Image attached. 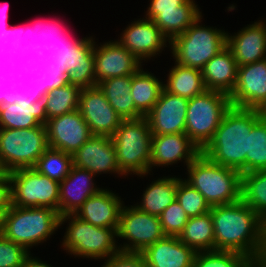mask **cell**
I'll return each mask as SVG.
<instances>
[{"label": "cell", "mask_w": 266, "mask_h": 267, "mask_svg": "<svg viewBox=\"0 0 266 267\" xmlns=\"http://www.w3.org/2000/svg\"><path fill=\"white\" fill-rule=\"evenodd\" d=\"M215 250L239 252L260 265L266 249V221L241 199L211 207Z\"/></svg>", "instance_id": "obj_1"}, {"label": "cell", "mask_w": 266, "mask_h": 267, "mask_svg": "<svg viewBox=\"0 0 266 267\" xmlns=\"http://www.w3.org/2000/svg\"><path fill=\"white\" fill-rule=\"evenodd\" d=\"M258 120L256 109L231 106L201 153L216 164L246 173L249 133Z\"/></svg>", "instance_id": "obj_2"}, {"label": "cell", "mask_w": 266, "mask_h": 267, "mask_svg": "<svg viewBox=\"0 0 266 267\" xmlns=\"http://www.w3.org/2000/svg\"><path fill=\"white\" fill-rule=\"evenodd\" d=\"M185 180L197 189L210 207L241 199V173L212 162L200 153L188 166Z\"/></svg>", "instance_id": "obj_3"}, {"label": "cell", "mask_w": 266, "mask_h": 267, "mask_svg": "<svg viewBox=\"0 0 266 267\" xmlns=\"http://www.w3.org/2000/svg\"><path fill=\"white\" fill-rule=\"evenodd\" d=\"M118 168L125 175L150 172L152 133L145 117L123 120L112 136Z\"/></svg>", "instance_id": "obj_4"}, {"label": "cell", "mask_w": 266, "mask_h": 267, "mask_svg": "<svg viewBox=\"0 0 266 267\" xmlns=\"http://www.w3.org/2000/svg\"><path fill=\"white\" fill-rule=\"evenodd\" d=\"M60 228V215L50 208L17 207L12 205L5 213L2 234L28 252L44 243Z\"/></svg>", "instance_id": "obj_5"}, {"label": "cell", "mask_w": 266, "mask_h": 267, "mask_svg": "<svg viewBox=\"0 0 266 267\" xmlns=\"http://www.w3.org/2000/svg\"><path fill=\"white\" fill-rule=\"evenodd\" d=\"M202 15L182 34L173 38L169 47L179 65L202 69L204 65L227 46V32L202 26Z\"/></svg>", "instance_id": "obj_6"}, {"label": "cell", "mask_w": 266, "mask_h": 267, "mask_svg": "<svg viewBox=\"0 0 266 267\" xmlns=\"http://www.w3.org/2000/svg\"><path fill=\"white\" fill-rule=\"evenodd\" d=\"M64 222H68L69 226L66 229L62 246L71 255L104 260L120 250L116 243L117 231L115 229L96 227L81 220L75 214L60 216V226Z\"/></svg>", "instance_id": "obj_7"}, {"label": "cell", "mask_w": 266, "mask_h": 267, "mask_svg": "<svg viewBox=\"0 0 266 267\" xmlns=\"http://www.w3.org/2000/svg\"><path fill=\"white\" fill-rule=\"evenodd\" d=\"M231 106L229 95L215 90H205L188 100L185 133L200 151L212 140Z\"/></svg>", "instance_id": "obj_8"}, {"label": "cell", "mask_w": 266, "mask_h": 267, "mask_svg": "<svg viewBox=\"0 0 266 267\" xmlns=\"http://www.w3.org/2000/svg\"><path fill=\"white\" fill-rule=\"evenodd\" d=\"M49 148L45 125L28 129L0 128V165L5 173L33 168Z\"/></svg>", "instance_id": "obj_9"}, {"label": "cell", "mask_w": 266, "mask_h": 267, "mask_svg": "<svg viewBox=\"0 0 266 267\" xmlns=\"http://www.w3.org/2000/svg\"><path fill=\"white\" fill-rule=\"evenodd\" d=\"M94 39H77L59 50L45 65V69L69 84L83 88L96 86L94 68Z\"/></svg>", "instance_id": "obj_10"}, {"label": "cell", "mask_w": 266, "mask_h": 267, "mask_svg": "<svg viewBox=\"0 0 266 267\" xmlns=\"http://www.w3.org/2000/svg\"><path fill=\"white\" fill-rule=\"evenodd\" d=\"M12 205L50 208L59 213L60 183L38 173L34 168H21L8 173Z\"/></svg>", "instance_id": "obj_11"}, {"label": "cell", "mask_w": 266, "mask_h": 267, "mask_svg": "<svg viewBox=\"0 0 266 267\" xmlns=\"http://www.w3.org/2000/svg\"><path fill=\"white\" fill-rule=\"evenodd\" d=\"M48 94L38 79L18 100L5 101L0 105V128L28 129L47 123L46 105Z\"/></svg>", "instance_id": "obj_12"}, {"label": "cell", "mask_w": 266, "mask_h": 267, "mask_svg": "<svg viewBox=\"0 0 266 267\" xmlns=\"http://www.w3.org/2000/svg\"><path fill=\"white\" fill-rule=\"evenodd\" d=\"M164 237L159 217L140 211L134 205H123L117 238L125 239L128 243L124 242L118 246L121 251L142 253L148 246Z\"/></svg>", "instance_id": "obj_13"}, {"label": "cell", "mask_w": 266, "mask_h": 267, "mask_svg": "<svg viewBox=\"0 0 266 267\" xmlns=\"http://www.w3.org/2000/svg\"><path fill=\"white\" fill-rule=\"evenodd\" d=\"M78 110L92 135L112 137L123 121L98 86L81 89Z\"/></svg>", "instance_id": "obj_14"}, {"label": "cell", "mask_w": 266, "mask_h": 267, "mask_svg": "<svg viewBox=\"0 0 266 267\" xmlns=\"http://www.w3.org/2000/svg\"><path fill=\"white\" fill-rule=\"evenodd\" d=\"M24 42L29 44L40 61L46 65L65 46L72 44L74 37L66 30L60 19L45 22L41 18L24 25Z\"/></svg>", "instance_id": "obj_15"}, {"label": "cell", "mask_w": 266, "mask_h": 267, "mask_svg": "<svg viewBox=\"0 0 266 267\" xmlns=\"http://www.w3.org/2000/svg\"><path fill=\"white\" fill-rule=\"evenodd\" d=\"M45 126L48 146L72 156L92 136L88 124L78 109L48 119Z\"/></svg>", "instance_id": "obj_16"}, {"label": "cell", "mask_w": 266, "mask_h": 267, "mask_svg": "<svg viewBox=\"0 0 266 267\" xmlns=\"http://www.w3.org/2000/svg\"><path fill=\"white\" fill-rule=\"evenodd\" d=\"M118 41L131 52L141 63L159 55L167 47L169 39L162 33L151 19L143 17L132 21L120 34ZM159 52V53H158Z\"/></svg>", "instance_id": "obj_17"}, {"label": "cell", "mask_w": 266, "mask_h": 267, "mask_svg": "<svg viewBox=\"0 0 266 267\" xmlns=\"http://www.w3.org/2000/svg\"><path fill=\"white\" fill-rule=\"evenodd\" d=\"M94 68L96 86L99 82L111 77L134 74L143 64L118 41H109L95 45Z\"/></svg>", "instance_id": "obj_18"}, {"label": "cell", "mask_w": 266, "mask_h": 267, "mask_svg": "<svg viewBox=\"0 0 266 267\" xmlns=\"http://www.w3.org/2000/svg\"><path fill=\"white\" fill-rule=\"evenodd\" d=\"M187 107L188 99L163 88L158 101L145 116L152 135L185 133Z\"/></svg>", "instance_id": "obj_19"}, {"label": "cell", "mask_w": 266, "mask_h": 267, "mask_svg": "<svg viewBox=\"0 0 266 267\" xmlns=\"http://www.w3.org/2000/svg\"><path fill=\"white\" fill-rule=\"evenodd\" d=\"M233 107L256 109L266 100V59L238 66L237 83L229 95Z\"/></svg>", "instance_id": "obj_20"}, {"label": "cell", "mask_w": 266, "mask_h": 267, "mask_svg": "<svg viewBox=\"0 0 266 267\" xmlns=\"http://www.w3.org/2000/svg\"><path fill=\"white\" fill-rule=\"evenodd\" d=\"M73 165L95 176L103 173L124 175L118 168L116 149L109 136L92 135L74 154Z\"/></svg>", "instance_id": "obj_21"}, {"label": "cell", "mask_w": 266, "mask_h": 267, "mask_svg": "<svg viewBox=\"0 0 266 267\" xmlns=\"http://www.w3.org/2000/svg\"><path fill=\"white\" fill-rule=\"evenodd\" d=\"M200 153L186 133L152 135L150 171L153 166H168L183 160L187 167Z\"/></svg>", "instance_id": "obj_22"}, {"label": "cell", "mask_w": 266, "mask_h": 267, "mask_svg": "<svg viewBox=\"0 0 266 267\" xmlns=\"http://www.w3.org/2000/svg\"><path fill=\"white\" fill-rule=\"evenodd\" d=\"M266 21H256L234 35L227 33V47L238 66L266 59Z\"/></svg>", "instance_id": "obj_23"}, {"label": "cell", "mask_w": 266, "mask_h": 267, "mask_svg": "<svg viewBox=\"0 0 266 267\" xmlns=\"http://www.w3.org/2000/svg\"><path fill=\"white\" fill-rule=\"evenodd\" d=\"M123 203L118 195L102 188L89 197L75 215L96 227L117 231Z\"/></svg>", "instance_id": "obj_24"}, {"label": "cell", "mask_w": 266, "mask_h": 267, "mask_svg": "<svg viewBox=\"0 0 266 267\" xmlns=\"http://www.w3.org/2000/svg\"><path fill=\"white\" fill-rule=\"evenodd\" d=\"M94 176L86 169L72 166L68 176L60 182V216L75 214L89 197L102 189L94 184Z\"/></svg>", "instance_id": "obj_25"}, {"label": "cell", "mask_w": 266, "mask_h": 267, "mask_svg": "<svg viewBox=\"0 0 266 267\" xmlns=\"http://www.w3.org/2000/svg\"><path fill=\"white\" fill-rule=\"evenodd\" d=\"M38 79L43 84V90L48 94L47 120L78 109L80 87L55 77L45 68L39 73Z\"/></svg>", "instance_id": "obj_26"}, {"label": "cell", "mask_w": 266, "mask_h": 267, "mask_svg": "<svg viewBox=\"0 0 266 267\" xmlns=\"http://www.w3.org/2000/svg\"><path fill=\"white\" fill-rule=\"evenodd\" d=\"M196 253L178 237L171 236H165L142 252L148 267H188L194 264Z\"/></svg>", "instance_id": "obj_27"}, {"label": "cell", "mask_w": 266, "mask_h": 267, "mask_svg": "<svg viewBox=\"0 0 266 267\" xmlns=\"http://www.w3.org/2000/svg\"><path fill=\"white\" fill-rule=\"evenodd\" d=\"M206 90L230 95L237 83L238 65L231 50L226 46L212 57L201 69Z\"/></svg>", "instance_id": "obj_28"}, {"label": "cell", "mask_w": 266, "mask_h": 267, "mask_svg": "<svg viewBox=\"0 0 266 267\" xmlns=\"http://www.w3.org/2000/svg\"><path fill=\"white\" fill-rule=\"evenodd\" d=\"M131 85L132 75L111 77L97 84L112 108L123 120L144 117L135 107L131 96Z\"/></svg>", "instance_id": "obj_29"}, {"label": "cell", "mask_w": 266, "mask_h": 267, "mask_svg": "<svg viewBox=\"0 0 266 267\" xmlns=\"http://www.w3.org/2000/svg\"><path fill=\"white\" fill-rule=\"evenodd\" d=\"M201 15L195 0H188L177 9L159 10L153 22L171 41L177 35L184 33Z\"/></svg>", "instance_id": "obj_30"}, {"label": "cell", "mask_w": 266, "mask_h": 267, "mask_svg": "<svg viewBox=\"0 0 266 267\" xmlns=\"http://www.w3.org/2000/svg\"><path fill=\"white\" fill-rule=\"evenodd\" d=\"M177 186L178 178L176 176L159 178L146 187L141 203L134 205L140 211L159 217L176 200Z\"/></svg>", "instance_id": "obj_31"}, {"label": "cell", "mask_w": 266, "mask_h": 267, "mask_svg": "<svg viewBox=\"0 0 266 267\" xmlns=\"http://www.w3.org/2000/svg\"><path fill=\"white\" fill-rule=\"evenodd\" d=\"M174 65L169 71L166 84H163L167 92L189 100L206 90L200 69L185 67L176 62Z\"/></svg>", "instance_id": "obj_32"}, {"label": "cell", "mask_w": 266, "mask_h": 267, "mask_svg": "<svg viewBox=\"0 0 266 267\" xmlns=\"http://www.w3.org/2000/svg\"><path fill=\"white\" fill-rule=\"evenodd\" d=\"M163 84L153 73L143 71L142 67L132 74L131 96L136 109L144 117L158 101Z\"/></svg>", "instance_id": "obj_33"}, {"label": "cell", "mask_w": 266, "mask_h": 267, "mask_svg": "<svg viewBox=\"0 0 266 267\" xmlns=\"http://www.w3.org/2000/svg\"><path fill=\"white\" fill-rule=\"evenodd\" d=\"M196 252L215 250L213 219L208 212L201 216L189 217L178 237Z\"/></svg>", "instance_id": "obj_34"}, {"label": "cell", "mask_w": 266, "mask_h": 267, "mask_svg": "<svg viewBox=\"0 0 266 267\" xmlns=\"http://www.w3.org/2000/svg\"><path fill=\"white\" fill-rule=\"evenodd\" d=\"M24 25H10L5 32L0 48L17 64H31L35 69H44L45 65L36 56L34 49L24 42Z\"/></svg>", "instance_id": "obj_35"}, {"label": "cell", "mask_w": 266, "mask_h": 267, "mask_svg": "<svg viewBox=\"0 0 266 267\" xmlns=\"http://www.w3.org/2000/svg\"><path fill=\"white\" fill-rule=\"evenodd\" d=\"M241 200L266 221V169L241 174Z\"/></svg>", "instance_id": "obj_36"}, {"label": "cell", "mask_w": 266, "mask_h": 267, "mask_svg": "<svg viewBox=\"0 0 266 267\" xmlns=\"http://www.w3.org/2000/svg\"><path fill=\"white\" fill-rule=\"evenodd\" d=\"M72 166V155L49 147L37 160L33 168L38 173L60 183L68 176Z\"/></svg>", "instance_id": "obj_37"}, {"label": "cell", "mask_w": 266, "mask_h": 267, "mask_svg": "<svg viewBox=\"0 0 266 267\" xmlns=\"http://www.w3.org/2000/svg\"><path fill=\"white\" fill-rule=\"evenodd\" d=\"M195 267H256L246 255L224 250L197 252L194 258Z\"/></svg>", "instance_id": "obj_38"}, {"label": "cell", "mask_w": 266, "mask_h": 267, "mask_svg": "<svg viewBox=\"0 0 266 267\" xmlns=\"http://www.w3.org/2000/svg\"><path fill=\"white\" fill-rule=\"evenodd\" d=\"M266 169V121L259 119L249 133L246 173Z\"/></svg>", "instance_id": "obj_39"}, {"label": "cell", "mask_w": 266, "mask_h": 267, "mask_svg": "<svg viewBox=\"0 0 266 267\" xmlns=\"http://www.w3.org/2000/svg\"><path fill=\"white\" fill-rule=\"evenodd\" d=\"M42 70H32L24 79L18 80L8 70L0 69V105L5 101L18 100L38 80Z\"/></svg>", "instance_id": "obj_40"}, {"label": "cell", "mask_w": 266, "mask_h": 267, "mask_svg": "<svg viewBox=\"0 0 266 267\" xmlns=\"http://www.w3.org/2000/svg\"><path fill=\"white\" fill-rule=\"evenodd\" d=\"M176 200L188 217H196L210 212L211 207L204 196L185 179L178 178Z\"/></svg>", "instance_id": "obj_41"}, {"label": "cell", "mask_w": 266, "mask_h": 267, "mask_svg": "<svg viewBox=\"0 0 266 267\" xmlns=\"http://www.w3.org/2000/svg\"><path fill=\"white\" fill-rule=\"evenodd\" d=\"M159 219L165 236L179 237L189 217L175 200L160 214Z\"/></svg>", "instance_id": "obj_42"}, {"label": "cell", "mask_w": 266, "mask_h": 267, "mask_svg": "<svg viewBox=\"0 0 266 267\" xmlns=\"http://www.w3.org/2000/svg\"><path fill=\"white\" fill-rule=\"evenodd\" d=\"M29 253L23 246L0 234V267H22Z\"/></svg>", "instance_id": "obj_43"}, {"label": "cell", "mask_w": 266, "mask_h": 267, "mask_svg": "<svg viewBox=\"0 0 266 267\" xmlns=\"http://www.w3.org/2000/svg\"><path fill=\"white\" fill-rule=\"evenodd\" d=\"M101 267H148L141 252H127L119 250L108 259Z\"/></svg>", "instance_id": "obj_44"}, {"label": "cell", "mask_w": 266, "mask_h": 267, "mask_svg": "<svg viewBox=\"0 0 266 267\" xmlns=\"http://www.w3.org/2000/svg\"><path fill=\"white\" fill-rule=\"evenodd\" d=\"M0 67L8 70L18 80L24 79L32 70L35 69L31 64H17L13 62L12 58H9L4 51L0 48Z\"/></svg>", "instance_id": "obj_45"}, {"label": "cell", "mask_w": 266, "mask_h": 267, "mask_svg": "<svg viewBox=\"0 0 266 267\" xmlns=\"http://www.w3.org/2000/svg\"><path fill=\"white\" fill-rule=\"evenodd\" d=\"M147 7L146 17L153 20L158 14L159 10L177 9L178 6L184 5L188 0H150Z\"/></svg>", "instance_id": "obj_46"}, {"label": "cell", "mask_w": 266, "mask_h": 267, "mask_svg": "<svg viewBox=\"0 0 266 267\" xmlns=\"http://www.w3.org/2000/svg\"><path fill=\"white\" fill-rule=\"evenodd\" d=\"M12 206L11 181L8 173L0 175V209L5 213Z\"/></svg>", "instance_id": "obj_47"}, {"label": "cell", "mask_w": 266, "mask_h": 267, "mask_svg": "<svg viewBox=\"0 0 266 267\" xmlns=\"http://www.w3.org/2000/svg\"><path fill=\"white\" fill-rule=\"evenodd\" d=\"M9 2L0 4V43L3 42L6 29L9 27L8 22V10Z\"/></svg>", "instance_id": "obj_48"}, {"label": "cell", "mask_w": 266, "mask_h": 267, "mask_svg": "<svg viewBox=\"0 0 266 267\" xmlns=\"http://www.w3.org/2000/svg\"><path fill=\"white\" fill-rule=\"evenodd\" d=\"M31 254L29 253L23 263L22 267H51L50 264L44 263L40 259L36 257L30 256Z\"/></svg>", "instance_id": "obj_49"}, {"label": "cell", "mask_w": 266, "mask_h": 267, "mask_svg": "<svg viewBox=\"0 0 266 267\" xmlns=\"http://www.w3.org/2000/svg\"><path fill=\"white\" fill-rule=\"evenodd\" d=\"M259 119L266 121V100L262 102L257 108Z\"/></svg>", "instance_id": "obj_50"}, {"label": "cell", "mask_w": 266, "mask_h": 267, "mask_svg": "<svg viewBox=\"0 0 266 267\" xmlns=\"http://www.w3.org/2000/svg\"><path fill=\"white\" fill-rule=\"evenodd\" d=\"M4 217H5V212L2 209H0V234H2L4 228Z\"/></svg>", "instance_id": "obj_51"}, {"label": "cell", "mask_w": 266, "mask_h": 267, "mask_svg": "<svg viewBox=\"0 0 266 267\" xmlns=\"http://www.w3.org/2000/svg\"><path fill=\"white\" fill-rule=\"evenodd\" d=\"M260 266L261 267H266V249H265V253H264V256H263V259L260 263Z\"/></svg>", "instance_id": "obj_52"}, {"label": "cell", "mask_w": 266, "mask_h": 267, "mask_svg": "<svg viewBox=\"0 0 266 267\" xmlns=\"http://www.w3.org/2000/svg\"><path fill=\"white\" fill-rule=\"evenodd\" d=\"M4 170L2 169L1 165H0V175L4 174Z\"/></svg>", "instance_id": "obj_53"}]
</instances>
